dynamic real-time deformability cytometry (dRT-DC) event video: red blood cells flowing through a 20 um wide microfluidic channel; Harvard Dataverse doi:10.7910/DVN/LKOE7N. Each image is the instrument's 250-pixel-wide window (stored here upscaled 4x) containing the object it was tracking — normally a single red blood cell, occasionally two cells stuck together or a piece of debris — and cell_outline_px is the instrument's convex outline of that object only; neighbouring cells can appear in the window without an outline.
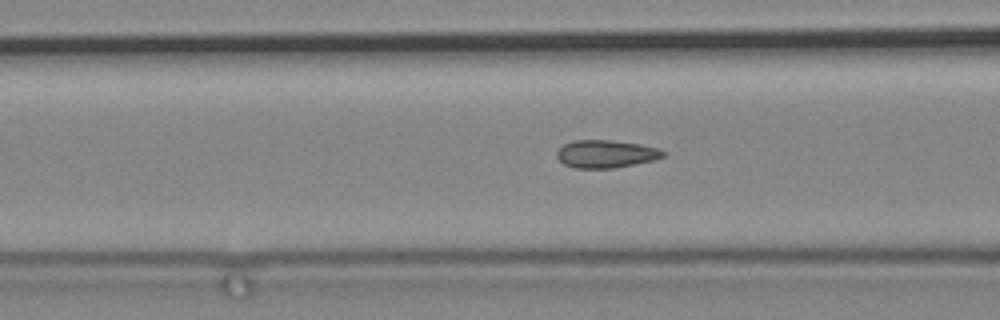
{"species": "common noctule bat (a hibernating species)", "species_latin": "Nyctalus noctula", "temperature_condition": "cold", "stored_images_in_passage": 31, "camera_frame_rate_fps": 3000, "um_per_image_px": 0.085, "animal": {"sex": "male", "body_mass_g": 19.2, "forearm_length_mm": 51.8}, "frame": {"image": 1, "passage_image": 6, "time_ms": 1.667, "image_size_px": [1000, 320], "cell_outline_px": [[668, 152], [664, 156], [652, 160], [616, 168], [576, 168], [564, 164], [556, 156], [556, 152], [564, 144], [572, 140], [612, 140], [640, 144], [656, 148]], "centroid_in_image_um": [51.49, 13.08], "position_along_channel_um": 115.1, "area_um2": 17.17}}
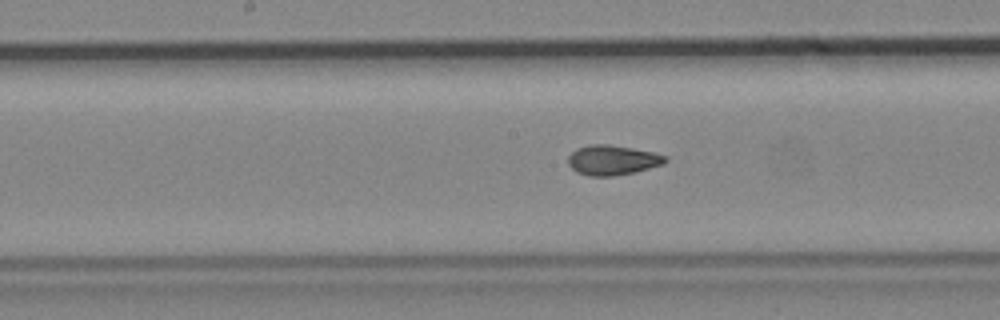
{"frame": {"image": 2, "passage_image": 14, "time_ms": 4.333, "image_size_px": [1000, 320], "cell_outline_px": [[668, 160], [664, 164], [636, 172], [612, 176], [588, 176], [576, 172], [568, 164], [568, 156], [576, 148], [588, 144], [608, 144], [632, 148], [652, 152], [668, 156]], "centroid_in_image_um": [52.06, 13.61], "position_along_channel_um": 196.1, "area_um2": 17.11}}
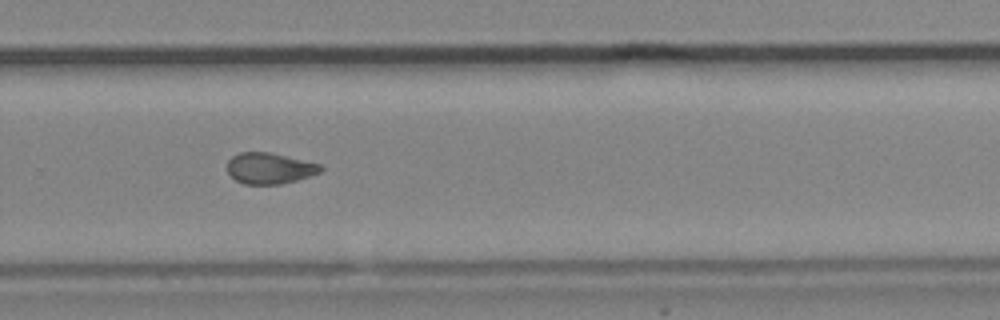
{"frame": {"image": 3, "passage_image": 25, "time_ms": 8.0, "image_size_px": [1000, 320], "cell_outline_px": [[324, 168], [320, 172], [296, 180], [280, 184], [244, 184], [236, 180], [228, 172], [228, 160], [232, 156], [240, 152], [268, 152], [320, 164]], "centroid_in_image_um": [22.9, 14.3], "position_along_channel_um": 306.9, "area_um2": 16.65}}